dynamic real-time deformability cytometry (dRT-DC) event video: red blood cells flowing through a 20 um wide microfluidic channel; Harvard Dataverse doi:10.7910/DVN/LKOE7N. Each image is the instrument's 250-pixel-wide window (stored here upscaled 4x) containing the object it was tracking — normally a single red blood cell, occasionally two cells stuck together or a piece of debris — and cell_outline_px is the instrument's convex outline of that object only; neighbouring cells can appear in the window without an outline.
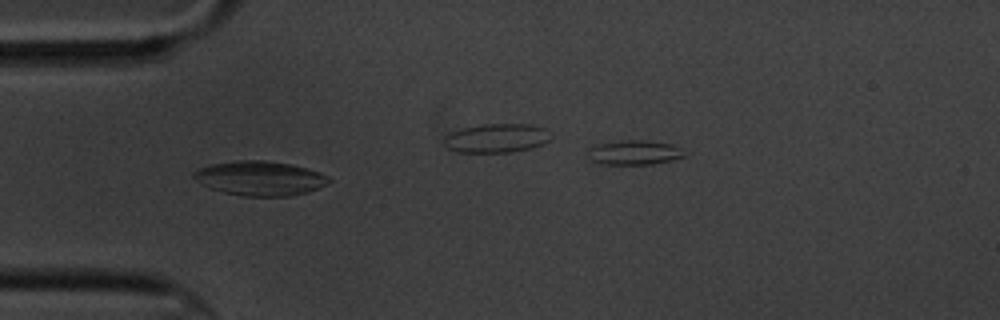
{"species": "common noctule bat (a hibernating species)", "species_latin": "Nyctalus noctula", "temperature_condition": "cold", "stored_images_in_passage": 7, "segment_of_instrument_passage": [1, 2], "camera_frame_rate_fps": 3000, "um_per_image_px": 0.085, "animal": {"sex": "male", "body_mass_g": 20.1, "forearm_length_mm": 53.5}, "frame": {"image": 1, "passage_image": 5, "time_ms": 5.0, "image_size_px": [1000, 320], "cell_outline_px": [[332, 180], [308, 192], [288, 196], [240, 196], [208, 188], [196, 180], [192, 176], [192, 172], [196, 168], [212, 164], [236, 160], [264, 160], [292, 164], [308, 168], [320, 172], [328, 176]], "centroid_in_image_um": [22.06, 15.14], "position_along_channel_um": 62.9, "area_um2": 27.28}}